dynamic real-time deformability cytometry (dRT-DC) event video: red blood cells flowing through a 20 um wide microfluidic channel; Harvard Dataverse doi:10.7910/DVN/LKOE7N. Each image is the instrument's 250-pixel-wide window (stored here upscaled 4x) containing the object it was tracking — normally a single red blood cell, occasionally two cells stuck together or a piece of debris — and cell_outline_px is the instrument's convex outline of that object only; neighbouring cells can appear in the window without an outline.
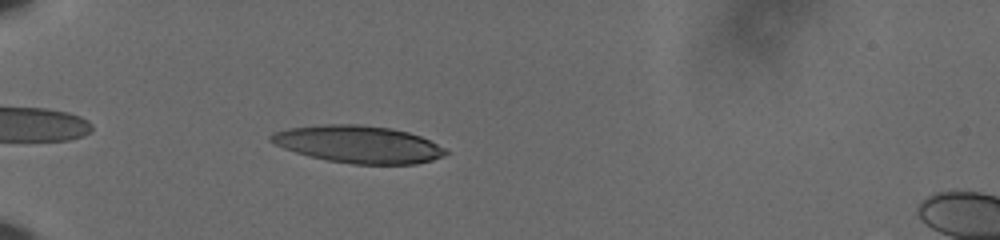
{"species": "human", "species_latin": "Homo sapiens", "temperature_condition": "cold", "stored_images_in_passage": 43, "camera_frame_rate_fps": 3000, "um_per_image_px": 0.085, "donor": {"sex": "male"}, "frame": {"image": 1, "passage_image": 4, "time_ms": 1.0, "image_size_px": [1000, 240], "cell_outline_px": [[452, 152], [444, 156], [432, 160], [416, 164], [352, 164], [328, 160], [308, 156], [284, 148], [268, 140], [268, 136], [276, 132], [288, 128], [324, 124], [360, 124], [392, 128], [408, 132], [420, 136]], "centroid_in_image_um": [30.48, 12.26], "position_along_channel_um": 54.5, "area_um2": 37.97}}
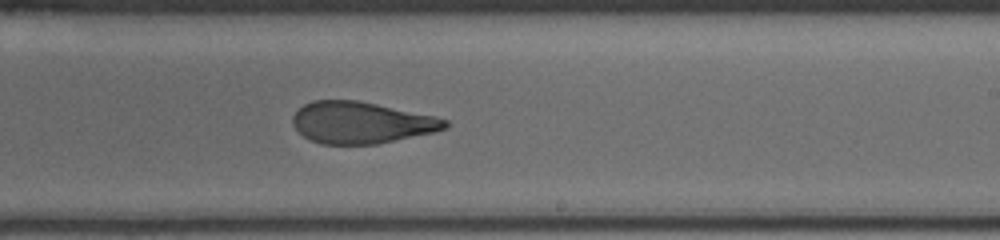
{"frame": {"image": 2, "passage_image": 23, "time_ms": 7.333, "image_size_px": [1000, 240], "cell_outline_px": [[448, 128], [436, 132], [376, 144], [320, 144], [304, 136], [292, 124], [292, 116], [304, 104], [312, 100], [356, 100], [436, 116], [448, 120]], "centroid_in_image_um": [30.73, 10.42], "position_along_channel_um": 258.3, "area_um2": 36.93}}
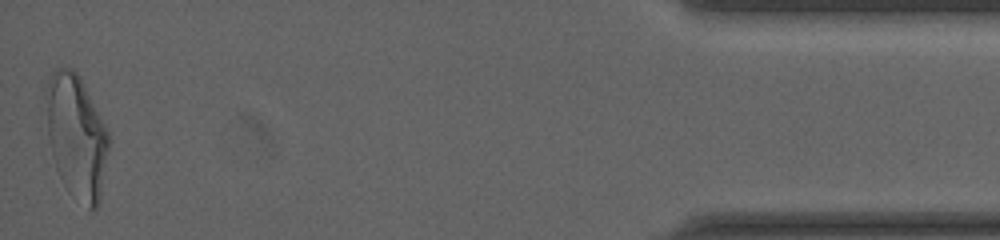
{"frame": {"image": 3, "passage_image": 43, "time_ms": 14.0, "image_size_px": [1000, 240], "cell_outline_px": [[112, 140], [100, 200], [96, 208], [92, 212], [68, 192], [56, 168], [52, 156], [48, 136], [44, 96], [44, 88], [52, 72], [56, 68], [72, 68], [80, 76]], "centroid_in_image_um": [6.5, 11.61], "position_along_channel_um": 428.7, "area_um2": 45.95}, "authors_computed_cell_mechanics": {"area_um2": 38.7838, "velocity_mm_per_s": 3.6254, "shape_relaxation_time_tau1_ms": 5.8461, "shape_relaxation_time_tau2_ms": 1.6778, "deformation_change_tau1": 0.2147, "deformation_change_tau2": 0.0955}}